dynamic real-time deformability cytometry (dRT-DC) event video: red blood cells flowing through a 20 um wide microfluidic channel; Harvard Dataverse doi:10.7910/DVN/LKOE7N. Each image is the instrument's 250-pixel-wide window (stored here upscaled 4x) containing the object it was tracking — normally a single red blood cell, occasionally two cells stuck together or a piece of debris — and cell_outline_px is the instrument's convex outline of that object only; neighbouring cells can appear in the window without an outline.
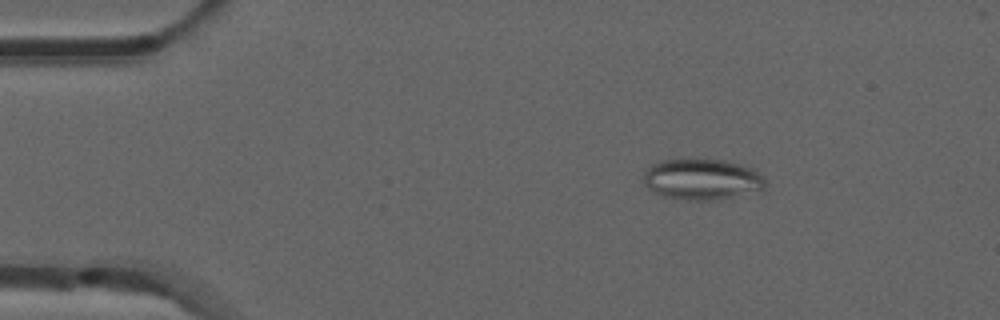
{"species": "common noctule bat (a hibernating species)", "species_latin": "Nyctalus noctula", "temperature_condition": "room temperature", "stored_images_in_passage": 40, "camera_frame_rate_fps": 3000, "um_per_image_px": 0.085, "animal": {"sex": "male", "forearm_length_mm": 52.5}, "frame": {"image": 1, "passage_image": 3, "time_ms": 0.667, "image_size_px": [1000, 320], "cell_outline_px": [[764, 188], [716, 200], [684, 200], [664, 196], [648, 188], [644, 184], [644, 172], [652, 164], [660, 160], [720, 160], [740, 164], [752, 168], [760, 172], [764, 176]], "centroid_in_image_um": [59.65, 15.24], "position_along_channel_um": 25.4, "area_um2": 28.61}}
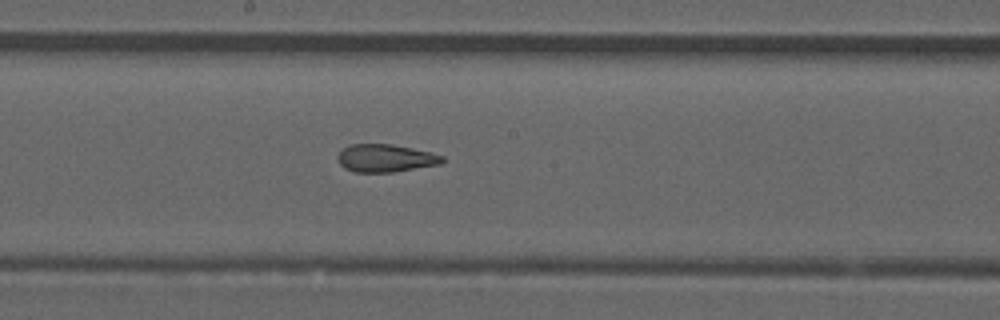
{"frame": {"image": 2, "passage_image": 23, "time_ms": 7.333, "image_size_px": [1000, 320], "cell_outline_px": [[444, 160], [440, 164], [392, 172], [356, 172], [344, 168], [340, 164], [336, 156], [344, 148], [352, 144], [392, 144], [432, 152], [444, 156]], "centroid_in_image_um": [32.77, 13.44], "position_along_channel_um": 215.4, "area_um2": 16.88}}
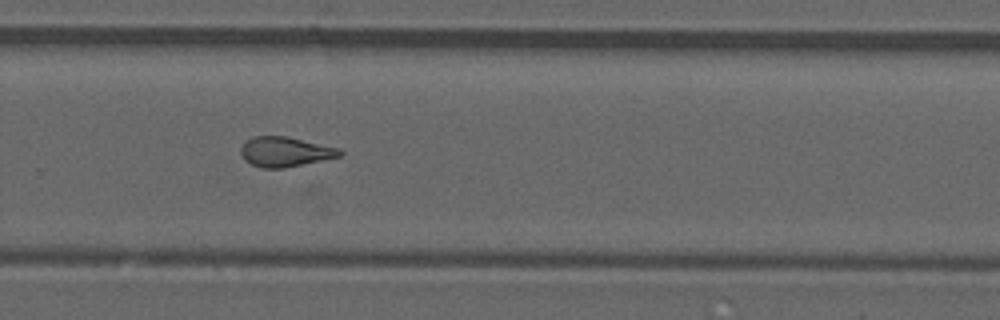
{"frame": {"image": 3, "passage_image": 30, "time_ms": 9.667, "image_size_px": [1000, 320], "cell_outline_px": [[344, 152], [340, 156], [284, 168], [260, 168], [244, 160], [240, 152], [240, 148], [252, 136], [284, 136], [340, 148]], "centroid_in_image_um": [24.22, 12.9], "position_along_channel_um": 305.6, "area_um2": 17.05}, "authors_computed_cell_mechanics": {"area_um2": 17.7157, "velocity_mm_per_s": 3.8809, "shape_relaxation_time_tau1_ms": null, "shape_relaxation_time_tau2_ms": 2.9348, "deformation_change_tau1": null, "deformation_change_tau2": 0.1285}}